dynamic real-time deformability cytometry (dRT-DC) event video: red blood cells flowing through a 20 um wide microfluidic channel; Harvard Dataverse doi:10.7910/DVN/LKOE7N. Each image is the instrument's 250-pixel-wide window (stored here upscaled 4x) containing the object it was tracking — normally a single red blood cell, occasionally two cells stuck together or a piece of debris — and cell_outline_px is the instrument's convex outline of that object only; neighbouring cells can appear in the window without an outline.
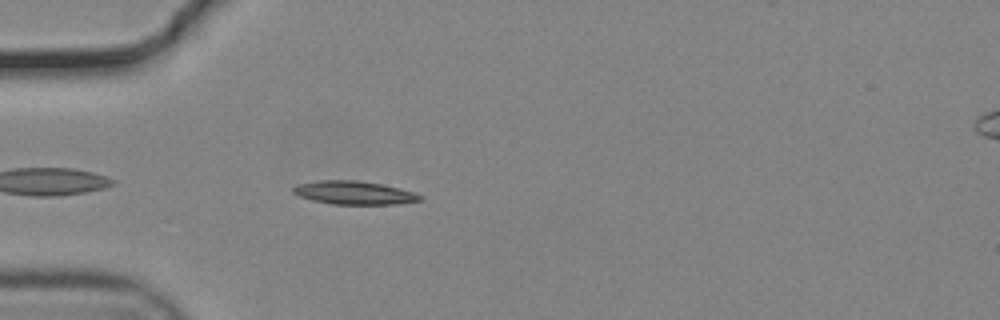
{"species": "common noctule bat (a hibernating species)", "species_latin": "Nyctalus noctula", "temperature_condition": "cold", "stored_images_in_passage": 43, "camera_frame_rate_fps": 3000, "um_per_image_px": 0.085, "animal": {"sex": "male", "body_mass_g": 19.2, "forearm_length_mm": 51.8}, "frame": {"image": 1, "passage_image": 4, "time_ms": 1.0, "image_size_px": [1000, 320], "cell_outline_px": [[420, 200], [396, 204], [332, 204], [312, 200], [300, 196], [292, 192], [292, 188], [300, 184], [320, 180], [356, 180], [380, 184], [400, 188], [412, 192], [420, 196]], "centroid_in_image_um": [30.06, 16.38], "position_along_channel_um": 54.9, "area_um2": 16.94}}
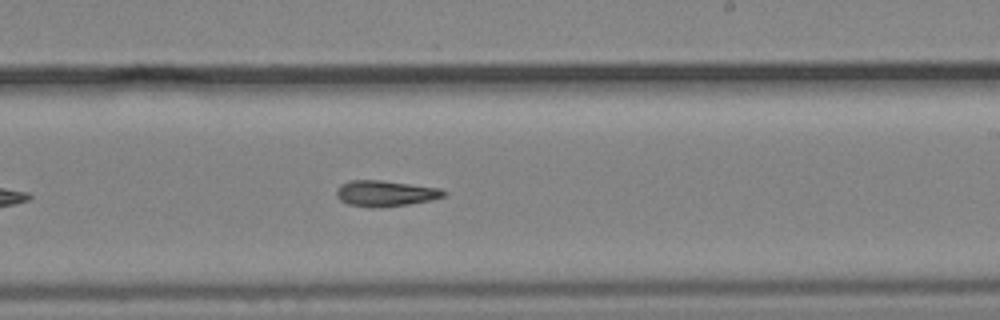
{"frame": {"image": 2, "passage_image": 21, "time_ms": 6.667, "image_size_px": [1000, 320], "cell_outline_px": [[448, 192], [444, 196], [432, 200], [408, 204], [348, 204], [340, 200], [336, 196], [336, 188], [340, 184], [348, 180], [380, 180], [440, 188]], "centroid_in_image_um": [32.77, 16.37], "position_along_channel_um": 256.2, "area_um2": 15.37}}
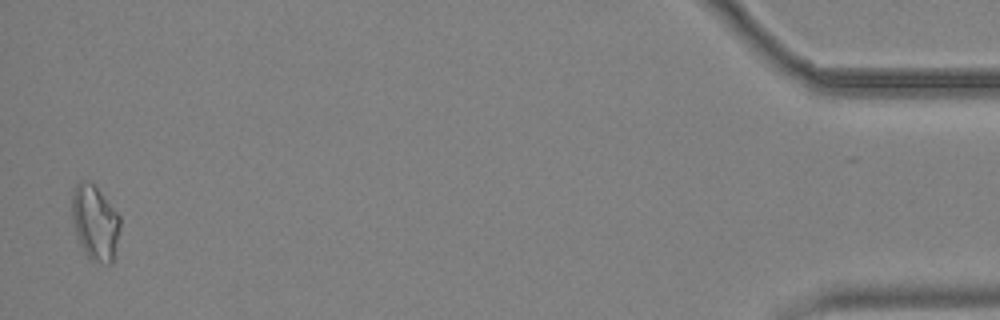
{"frame": {"image": 3, "passage_image": 42, "time_ms": 13.667, "image_size_px": [1000, 320], "cell_outline_px": [[120, 228], [112, 264], [108, 264], [92, 260], [84, 252], [80, 244], [72, 220], [72, 192], [76, 184], [80, 180], [84, 180], [92, 184], [96, 188], [120, 216]], "centroid_in_image_um": [8.07, 18.93], "position_along_channel_um": 427.1, "area_um2": 20.69}, "authors_computed_cell_mechanics": {"area_um2": 16.2418, "velocity_mm_per_s": 3.7144, "shape_relaxation_time_tau1_ms": 5.0095, "shape_relaxation_time_tau2_ms": null, "deformation_change_tau1": 0.1596, "deformation_change_tau2": null}}